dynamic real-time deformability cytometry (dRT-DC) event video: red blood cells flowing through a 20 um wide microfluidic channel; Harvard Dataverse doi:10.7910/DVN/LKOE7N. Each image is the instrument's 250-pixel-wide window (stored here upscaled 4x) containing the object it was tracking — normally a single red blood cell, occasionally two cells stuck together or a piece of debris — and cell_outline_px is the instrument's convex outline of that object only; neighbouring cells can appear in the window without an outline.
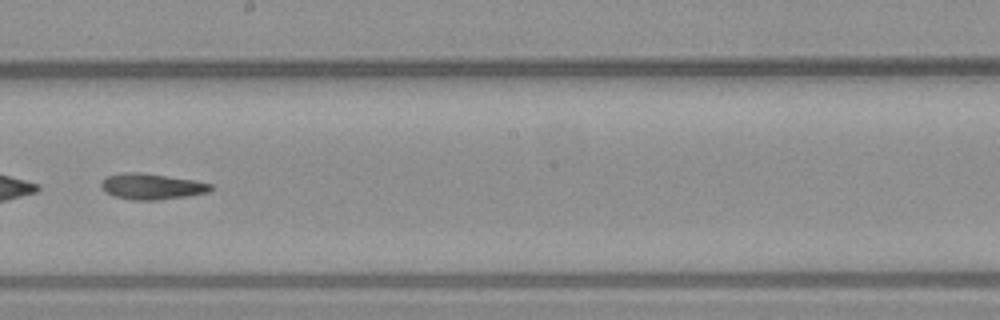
{"species": "common noctule bat (a hibernating species)", "species_latin": "Nyctalus noctula", "temperature_condition": "warm", "stored_images_in_passage": 52, "segment_of_instrument_passage": [2, 2], "camera_frame_rate_fps": 3000, "um_per_image_px": 0.085, "animal": {"sex": "male", "body_mass_g": 23.1, "forearm_length_mm": 52.7}, "frame": {"image": 1, "passage_image": 30, "time_ms": 9.667, "image_size_px": [1000, 320], "cell_outline_px": [[212, 188], [208, 192], [184, 196], [156, 200], [132, 200], [112, 196], [104, 192], [100, 184], [108, 176], [124, 172], [140, 172], [192, 180], [212, 184]], "centroid_in_image_um": [12.84, 15.85], "position_along_channel_um": 235.4, "area_um2": 16.3}}
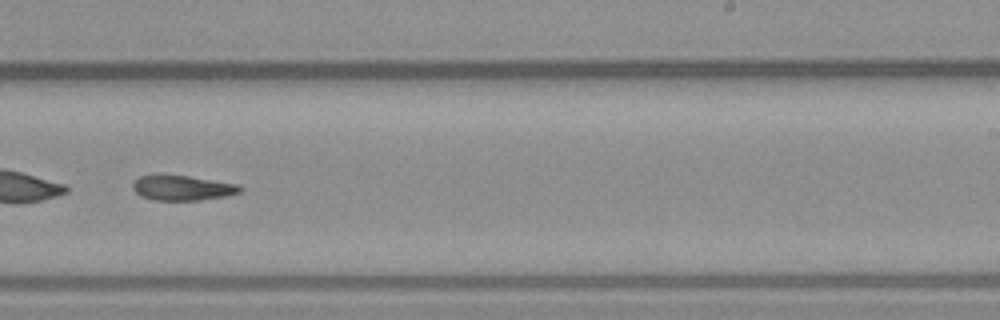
{"frame": {"image": 2, "passage_image": 33, "time_ms": 10.667, "image_size_px": [1000, 320], "cell_outline_px": [[244, 188], [240, 192], [224, 196], [200, 200], [152, 200], [140, 196], [132, 188], [132, 184], [140, 176], [188, 176], [240, 184]], "centroid_in_image_um": [15.54, 15.99], "position_along_channel_um": 273.5, "area_um2": 15.43}}